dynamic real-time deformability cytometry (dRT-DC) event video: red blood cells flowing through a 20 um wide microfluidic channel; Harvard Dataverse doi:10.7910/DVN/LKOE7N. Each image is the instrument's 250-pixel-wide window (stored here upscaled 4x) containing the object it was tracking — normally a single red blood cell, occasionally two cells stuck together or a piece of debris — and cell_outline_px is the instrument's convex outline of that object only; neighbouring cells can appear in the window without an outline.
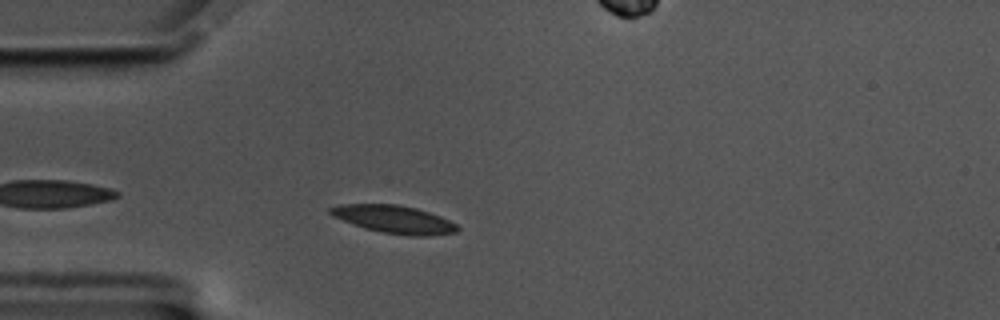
{"species": "common noctule bat (a hibernating species)", "species_latin": "Nyctalus noctula", "temperature_condition": "cold", "stored_images_in_passage": 47, "camera_frame_rate_fps": 3000, "um_per_image_px": 0.085, "animal": {"sex": "male", "body_mass_g": 17.5, "forearm_length_mm": 52.3}, "frame": {"image": 1, "passage_image": 4, "time_ms": 1.0, "image_size_px": [1000, 320], "cell_outline_px": [[460, 228], [456, 232], [428, 236], [408, 236], [380, 232], [364, 228], [332, 216], [328, 212], [328, 208], [340, 204], [396, 204], [416, 208], [440, 216], [456, 224]], "centroid_in_image_um": [33.48, 18.65], "position_along_channel_um": 51.5, "area_um2": 20.63}}
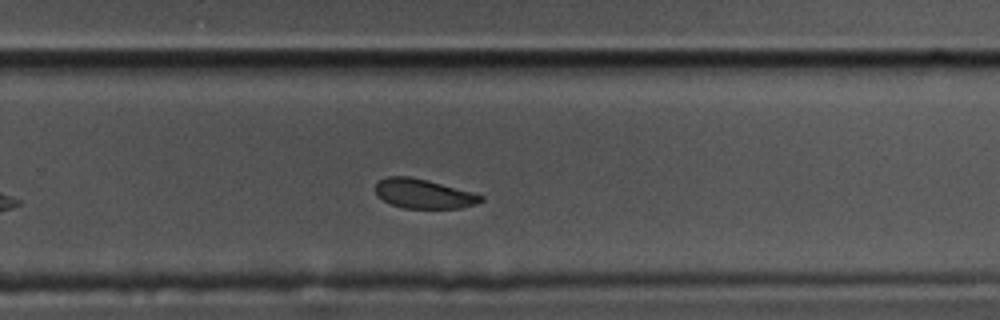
{"frame": {"image": 2, "passage_image": 26, "time_ms": 8.333, "image_size_px": [1000, 320], "cell_outline_px": [[484, 200], [476, 204], [460, 208], [404, 208], [392, 204], [376, 196], [376, 184], [380, 180], [388, 176], [408, 176], [428, 180], [472, 192], [484, 196]], "centroid_in_image_um": [36.02, 16.47], "position_along_channel_um": 293.8, "area_um2": 17.98}}
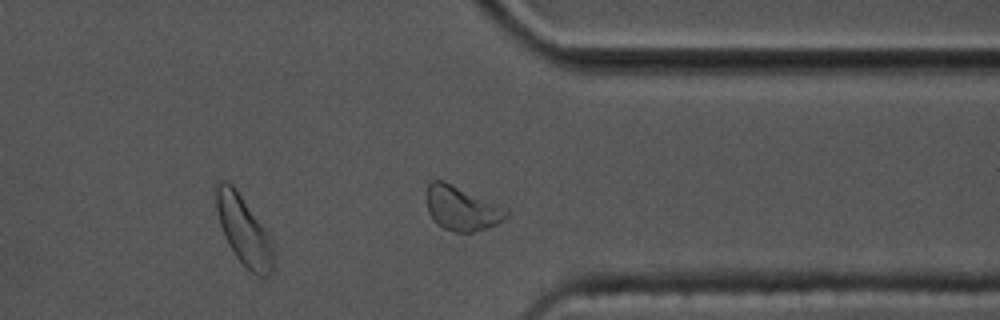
{"frame": {"image": 3, "passage_image": 33, "time_ms": 10.667, "image_size_px": [1000, 320], "cell_outline_px": [[508, 212], [496, 224], [488, 228], [472, 232], [456, 232], [444, 228], [436, 224], [428, 212], [424, 200], [424, 196], [428, 184], [432, 180], [444, 180], [508, 208]], "centroid_in_image_um": [39.17, 17.68], "position_along_channel_um": 372.2, "area_um2": 20.87}, "authors_computed_cell_mechanics": {"area_um2": 20.0566, "velocity_mm_per_s": 3.4415, "shape_relaxation_time_tau1_ms": 4.9843, "shape_relaxation_time_tau2_ms": 3.6, "deformation_change_tau1": 0.0926, "deformation_change_tau2": 0.0762}}